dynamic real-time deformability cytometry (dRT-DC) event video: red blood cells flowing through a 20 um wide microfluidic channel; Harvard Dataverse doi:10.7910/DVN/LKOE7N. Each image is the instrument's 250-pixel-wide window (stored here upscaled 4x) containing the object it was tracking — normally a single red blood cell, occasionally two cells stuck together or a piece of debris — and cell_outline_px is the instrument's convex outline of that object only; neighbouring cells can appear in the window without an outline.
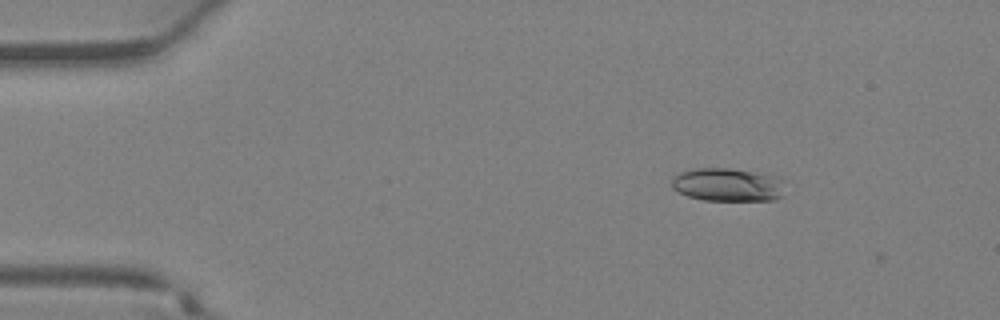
{"species": "Egyptian fruit bat (a non-hibernating species)", "species_latin": "Rousettus aegyptiacus", "temperature_condition": "warm", "stored_images_in_passage": 2, "camera_frame_rate_fps": 3000, "um_per_image_px": 0.085, "animal": {"sex": "female"}, "frame": {"image": 1, "passage_image": 1, "time_ms": 0.0, "image_size_px": [1000, 320], "cell_outline_px": [[784, 196], [772, 200], [704, 200], [688, 196], [672, 188], [672, 176], [680, 172], [692, 168], [728, 168], [756, 172], [772, 176], [784, 180]], "centroid_in_image_um": [61.86, 15.7], "position_along_channel_um": 23.1, "area_um2": 22.08}}